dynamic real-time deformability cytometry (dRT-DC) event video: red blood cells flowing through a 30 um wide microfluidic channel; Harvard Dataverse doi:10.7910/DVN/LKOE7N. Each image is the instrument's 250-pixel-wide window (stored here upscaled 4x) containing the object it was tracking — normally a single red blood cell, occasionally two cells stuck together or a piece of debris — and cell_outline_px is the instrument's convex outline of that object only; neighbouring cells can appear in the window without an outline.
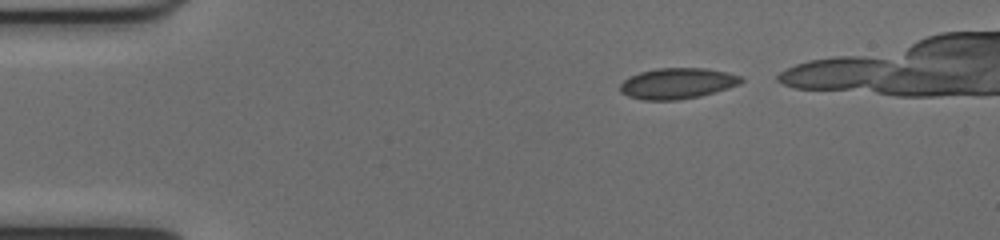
{"species": "common noctule bat (a hibernating species)", "species_latin": "Nyctalus noctula", "temperature_condition": "cold", "stored_images_in_passage": 39, "camera_frame_rate_fps": 3000, "um_per_image_px": 0.085, "animal": {"sex": "female", "body_mass_g": 17.0, "forearm_length_mm": 48.0}, "frame": {"image": 1, "passage_image": 3, "time_ms": 0.667, "image_size_px": [1000, 240], "cell_outline_px": [[744, 80], [740, 84], [728, 88], [700, 96], [680, 100], [644, 100], [628, 96], [620, 92], [620, 84], [628, 76], [640, 72], [656, 68], [704, 68], [728, 72], [740, 76]], "centroid_in_image_um": [57.56, 7.09], "position_along_channel_um": 27.4, "area_um2": 21.85}}
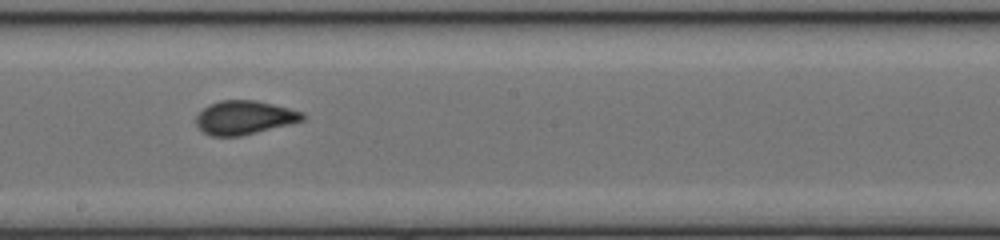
{"frame": {"image": 2, "passage_image": 23, "time_ms": 7.333, "image_size_px": [1000, 240], "cell_outline_px": [[308, 116], [304, 120], [240, 136], [212, 136], [204, 132], [196, 124], [196, 116], [208, 104], [220, 100], [252, 100], [272, 104], [304, 112]], "centroid_in_image_um": [20.77, 9.98], "position_along_channel_um": 227.4, "area_um2": 20.75}}
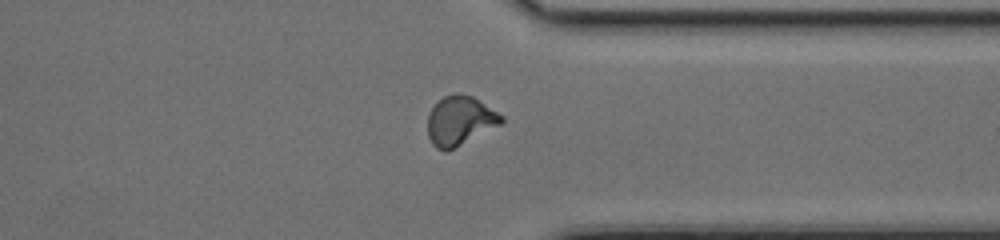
{"frame": {"image": 3, "passage_image": 34, "time_ms": 11.0, "image_size_px": [1000, 240], "cell_outline_px": [[504, 120], [500, 124], [448, 152], [444, 152], [436, 148], [432, 144], [428, 136], [428, 112], [444, 96], [456, 92], [460, 92], [472, 96], [504, 116]], "centroid_in_image_um": [39.07, 10.27], "position_along_channel_um": 372.3, "area_um2": 21.21}, "authors_computed_cell_mechanics": {"area_um2": 21.0392, "velocity_mm_per_s": 4.005, "shape_relaxation_time_tau1_ms": null, "shape_relaxation_time_tau2_ms": 0.8214, "deformation_change_tau1": null, "deformation_change_tau2": 0.0436}}